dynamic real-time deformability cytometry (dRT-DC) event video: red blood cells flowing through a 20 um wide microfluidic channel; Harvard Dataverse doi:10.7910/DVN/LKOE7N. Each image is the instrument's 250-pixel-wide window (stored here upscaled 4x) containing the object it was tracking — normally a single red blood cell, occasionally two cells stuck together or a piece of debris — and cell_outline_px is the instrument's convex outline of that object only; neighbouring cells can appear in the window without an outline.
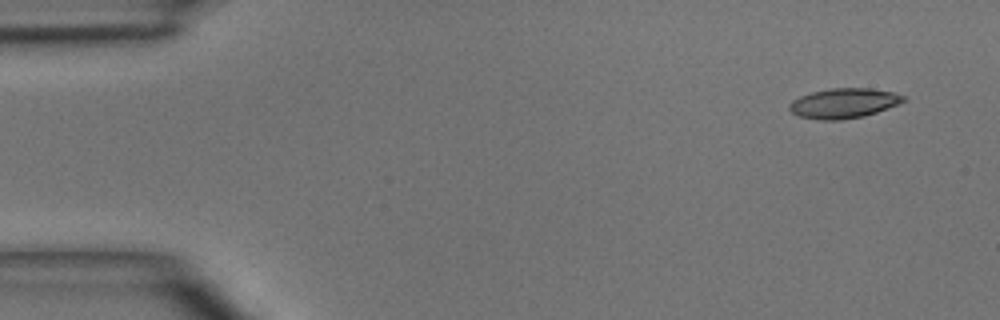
{"species": "common noctule bat (a hibernating species)", "species_latin": "Nyctalus noctula", "temperature_condition": "room temperature", "stored_images_in_passage": 4, "segment_of_instrument_passage": [1, 2], "camera_frame_rate_fps": 3000, "um_per_image_px": 0.085, "animal": {"sex": "male", "body_mass_g": 15.6}, "frame": {"image": 1, "passage_image": 1, "time_ms": 0.0, "image_size_px": [1000, 320], "cell_outline_px": [[908, 100], [876, 112], [864, 116], [840, 120], [820, 120], [800, 116], [792, 112], [788, 108], [788, 104], [792, 100], [800, 96], [812, 92], [832, 88], [868, 88], [892, 92], [904, 96]], "centroid_in_image_um": [71.7, 8.77], "position_along_channel_um": 13.3, "area_um2": 19.77}}
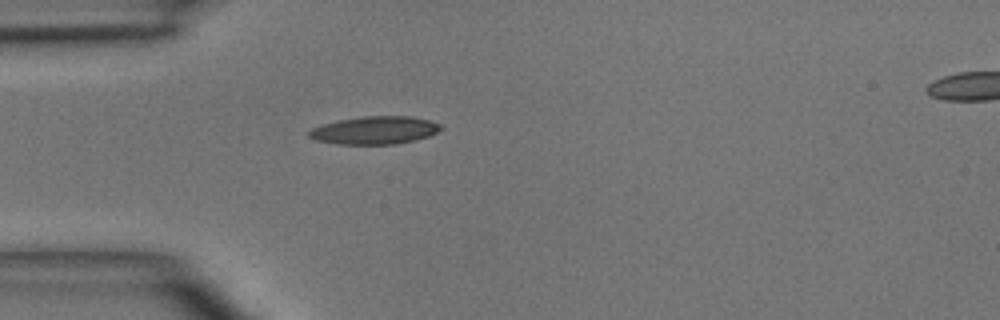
{"frame": {"image": 2, "passage_image": 3, "time_ms": 3.333, "image_size_px": [1000, 320], "cell_outline_px": [[444, 128], [428, 136], [416, 140], [396, 144], [336, 144], [316, 140], [308, 136], [308, 132], [312, 128], [324, 124], [340, 120], [360, 116], [412, 116], [428, 120], [440, 124]], "centroid_in_image_um": [31.86, 11.07], "position_along_channel_um": 53.1, "area_um2": 21.39}}